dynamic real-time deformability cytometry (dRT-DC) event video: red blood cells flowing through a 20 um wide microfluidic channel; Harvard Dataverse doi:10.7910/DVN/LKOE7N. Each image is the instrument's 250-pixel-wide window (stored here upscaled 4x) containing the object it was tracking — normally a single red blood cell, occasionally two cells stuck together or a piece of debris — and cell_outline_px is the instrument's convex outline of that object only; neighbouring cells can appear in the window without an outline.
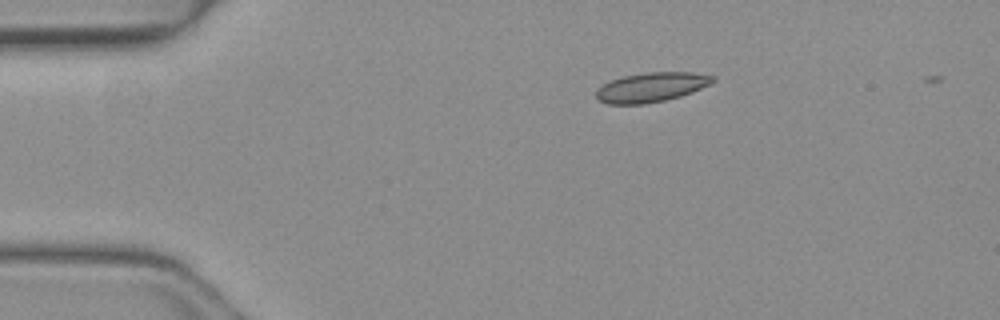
{"species": "common noctule bat (a hibernating species)", "species_latin": "Nyctalus noctula", "temperature_condition": "warm", "stored_images_in_passage": 2, "camera_frame_rate_fps": 3000, "um_per_image_px": 0.085, "animal": {"sex": "female", "body_mass_g": 19.3, "forearm_length_mm": 54.1}, "frame": {"image": 1, "passage_image": 1, "time_ms": 0.0, "image_size_px": [1000, 320], "cell_outline_px": [[716, 80], [692, 92], [680, 96], [664, 100], [644, 104], [608, 104], [600, 100], [596, 96], [596, 88], [612, 80], [624, 76], [644, 72], [692, 72], [716, 76]], "centroid_in_image_um": [55.36, 7.4], "position_along_channel_um": 29.6, "area_um2": 19.94}}